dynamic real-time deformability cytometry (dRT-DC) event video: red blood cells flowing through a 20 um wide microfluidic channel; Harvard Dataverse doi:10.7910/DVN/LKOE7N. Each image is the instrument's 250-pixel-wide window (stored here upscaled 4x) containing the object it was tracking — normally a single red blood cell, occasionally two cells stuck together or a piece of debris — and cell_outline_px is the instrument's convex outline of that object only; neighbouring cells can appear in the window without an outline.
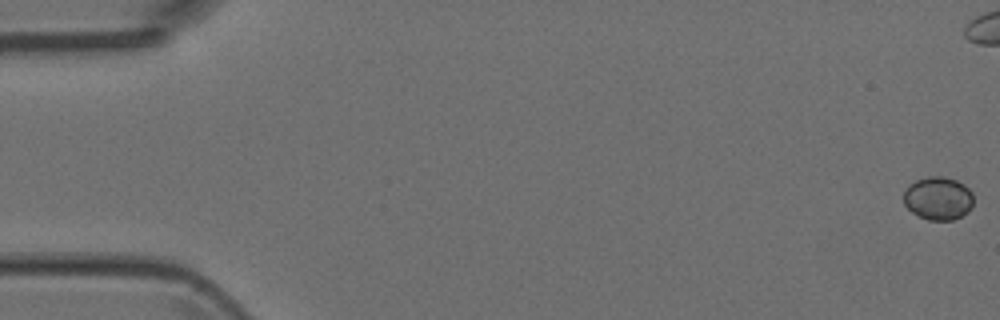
{"species": "Egyptian fruit bat (a non-hibernating species)", "species_latin": "Rousettus aegyptiacus", "temperature_condition": "room temperature", "stored_images_in_passage": 8, "camera_frame_rate_fps": 3000, "um_per_image_px": 0.085, "animal": {"sex": "female"}, "frame": {"image": 1, "passage_image": 1, "time_ms": 0.0, "image_size_px": [1000, 320], "cell_outline_px": [[972, 208], [968, 212], [952, 220], [928, 220], [912, 212], [904, 204], [904, 192], [908, 184], [916, 180], [928, 176], [944, 176], [956, 180], [964, 184], [972, 192]], "centroid_in_image_um": [79.74, 16.84], "position_along_channel_um": 5.3, "area_um2": 17.63}}
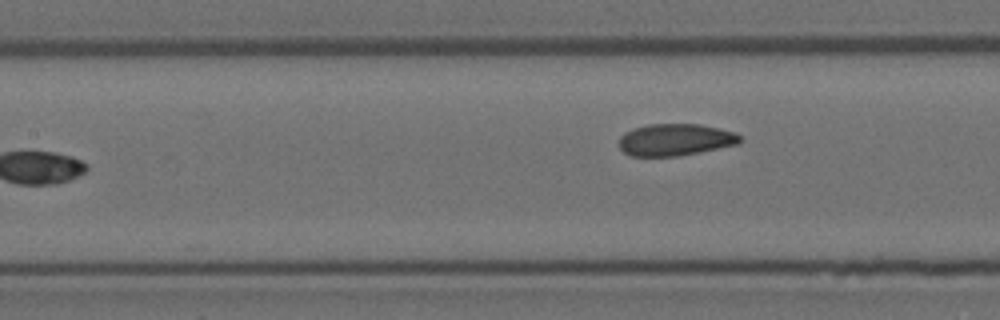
{"frame": {"image": 2, "passage_image": 8, "time_ms": 2.333, "image_size_px": [1000, 320], "cell_outline_px": [[740, 144], [676, 156], [632, 156], [624, 152], [620, 148], [620, 136], [624, 132], [648, 124], [700, 124], [732, 132], [740, 136]], "centroid_in_image_um": [57.37, 11.88], "position_along_channel_um": 150.0, "area_um2": 22.2}}